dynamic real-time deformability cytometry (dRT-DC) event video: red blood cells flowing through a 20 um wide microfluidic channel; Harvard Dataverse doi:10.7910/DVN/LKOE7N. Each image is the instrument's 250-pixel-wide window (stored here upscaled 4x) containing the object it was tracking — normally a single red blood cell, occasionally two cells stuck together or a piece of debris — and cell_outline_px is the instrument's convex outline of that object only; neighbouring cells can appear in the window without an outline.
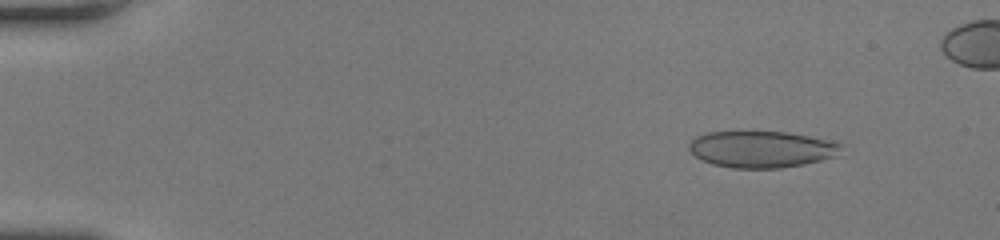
{"species": "human", "species_latin": "Homo sapiens", "temperature_condition": "room temperature", "stored_images_in_passage": 18, "camera_frame_rate_fps": 3000, "um_per_image_px": 0.085, "donor": {"sex": "female"}, "frame": {"image": 1, "passage_image": 3, "time_ms": 0.667, "image_size_px": [1000, 240], "cell_outline_px": [[844, 144], [836, 156], [804, 164], [780, 168], [732, 168], [712, 164], [696, 156], [688, 148], [688, 144], [696, 136], [704, 132], [744, 128], [788, 132], [840, 140]], "centroid_in_image_um": [64.76, 12.61], "position_along_channel_um": 20.2, "area_um2": 34.04}}
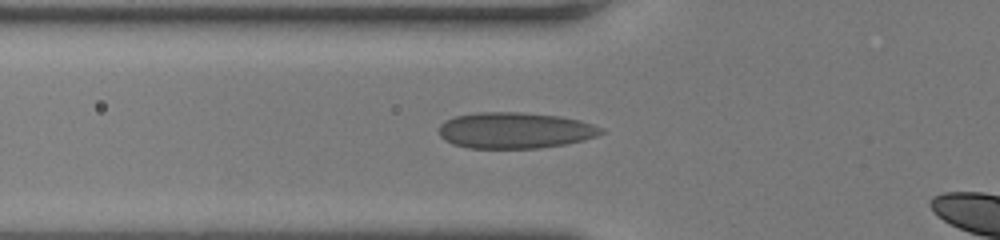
{"frame": {"image": 2, "passage_image": 16, "time_ms": 5.0, "image_size_px": [1000, 240], "cell_outline_px": [[604, 132], [596, 136], [584, 140], [564, 144], [540, 148], [468, 148], [452, 144], [444, 140], [440, 136], [440, 124], [444, 120], [456, 116], [476, 112], [520, 112], [560, 116], [580, 120], [604, 128]], "centroid_in_image_um": [43.77, 11.08], "position_along_channel_um": 82.0, "area_um2": 34.28}}